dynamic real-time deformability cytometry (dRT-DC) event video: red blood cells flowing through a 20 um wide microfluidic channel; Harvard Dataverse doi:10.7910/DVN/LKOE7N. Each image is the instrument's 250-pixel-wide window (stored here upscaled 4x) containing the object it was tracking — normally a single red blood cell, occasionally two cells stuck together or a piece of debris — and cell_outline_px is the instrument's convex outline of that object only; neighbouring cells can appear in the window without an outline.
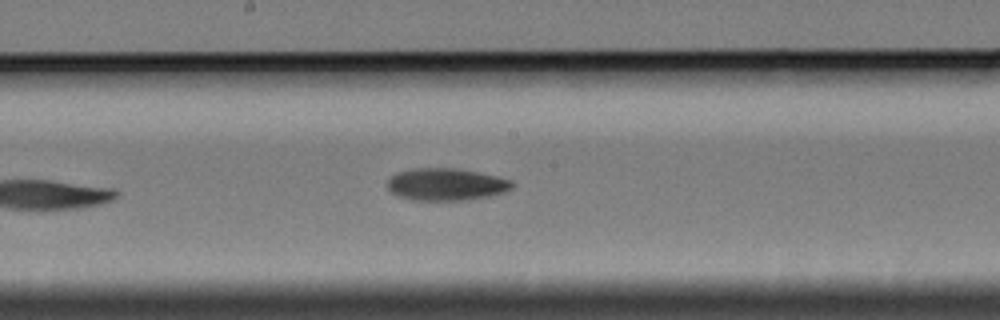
{"species": "Egyptian fruit bat (a non-hibernating species)", "species_latin": "Rousettus aegyptiacus", "temperature_condition": "cold", "stored_images_in_passage": 9, "camera_frame_rate_fps": 3000, "um_per_image_px": 0.085, "animal": {"sex": "female"}, "frame": {"image": 1, "passage_image": 9, "time_ms": 10.0, "image_size_px": [1000, 320], "cell_outline_px": [[512, 188], [504, 192], [492, 196], [468, 200], [412, 200], [400, 196], [392, 192], [388, 188], [388, 180], [396, 172], [412, 168], [456, 168], [496, 176], [512, 180]], "centroid_in_image_um": [37.93, 15.67], "position_along_channel_um": 210.3, "area_um2": 23.41}}